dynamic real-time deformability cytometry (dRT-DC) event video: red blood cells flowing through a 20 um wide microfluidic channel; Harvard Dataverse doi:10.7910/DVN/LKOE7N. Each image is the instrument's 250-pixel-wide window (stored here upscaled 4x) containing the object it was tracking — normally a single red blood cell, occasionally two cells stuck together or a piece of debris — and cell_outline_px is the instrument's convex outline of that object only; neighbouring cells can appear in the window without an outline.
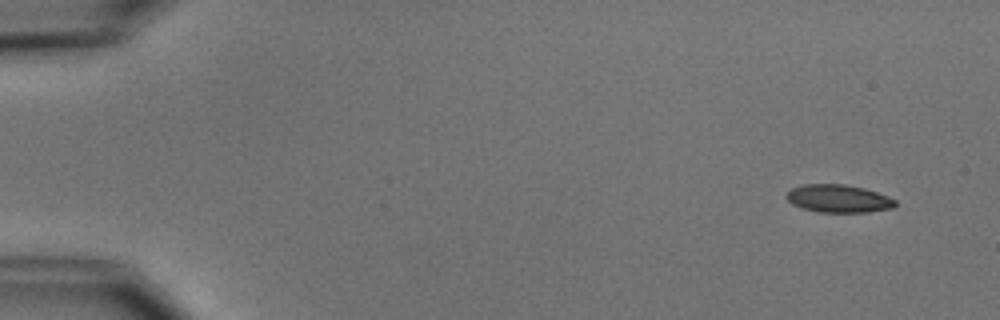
{"species": "common noctule bat (a hibernating species)", "species_latin": "Nyctalus noctula", "temperature_condition": "cold", "stored_images_in_passage": 6, "camera_frame_rate_fps": 3000, "um_per_image_px": 0.085, "animal": {"sex": "male", "body_mass_g": 15.6}, "frame": {"image": 1, "passage_image": 1, "time_ms": 0.0, "image_size_px": [1000, 320], "cell_outline_px": [[896, 204], [892, 208], [868, 212], [820, 212], [804, 208], [792, 204], [784, 196], [792, 188], [804, 184], [844, 184], [864, 188], [888, 196], [896, 200]], "centroid_in_image_um": [71.27, 16.87], "position_along_channel_um": 13.7, "area_um2": 17.57}}
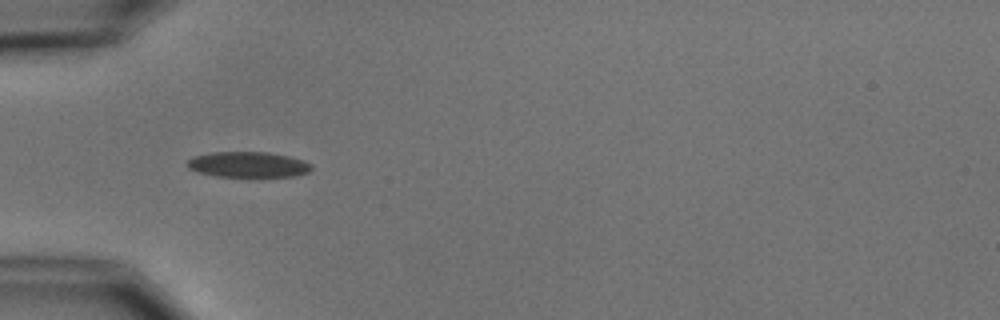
{"frame": {"image": 2, "passage_image": 5, "time_ms": 4.667, "image_size_px": [1000, 320], "cell_outline_px": [[312, 168], [308, 172], [296, 176], [216, 176], [200, 172], [188, 168], [184, 164], [192, 156], [212, 152], [268, 152], [288, 156], [304, 160], [312, 164]], "centroid_in_image_um": [21.08, 13.97], "position_along_channel_um": 63.9, "area_um2": 18.5}}